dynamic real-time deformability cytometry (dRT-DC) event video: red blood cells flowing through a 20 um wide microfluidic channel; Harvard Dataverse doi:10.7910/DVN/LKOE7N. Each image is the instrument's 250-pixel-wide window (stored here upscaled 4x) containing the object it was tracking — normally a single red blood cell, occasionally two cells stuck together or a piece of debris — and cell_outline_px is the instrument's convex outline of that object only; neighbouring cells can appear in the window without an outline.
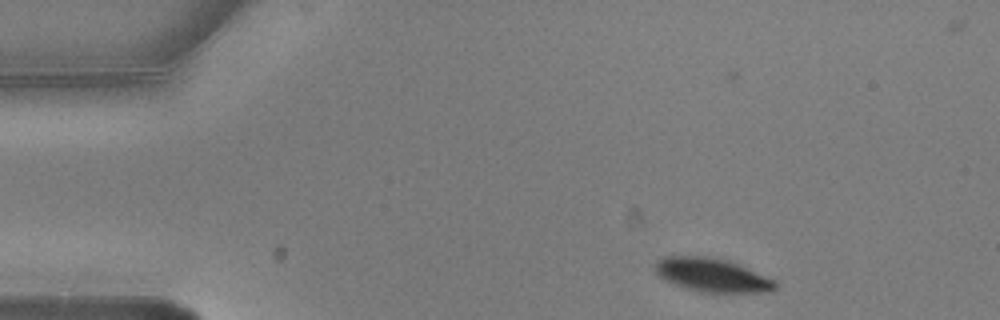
{"species": "common noctule bat (a hibernating species)", "species_latin": "Nyctalus noctula", "temperature_condition": "warm", "stored_images_in_passage": 4, "camera_frame_rate_fps": 3000, "um_per_image_px": 0.085, "animal": {"sex": "male", "body_mass_g": 20.5, "forearm_length_mm": 52.5}, "frame": {"image": 1, "passage_image": 1, "time_ms": 0.0, "image_size_px": [1000, 320], "cell_outline_px": [[776, 288], [772, 292], [700, 292], [684, 288], [664, 280], [656, 272], [656, 260], [664, 256], [704, 256], [728, 260], [740, 264], [776, 280]], "centroid_in_image_um": [60.55, 23.38], "position_along_channel_um": 24.4, "area_um2": 23.7}}